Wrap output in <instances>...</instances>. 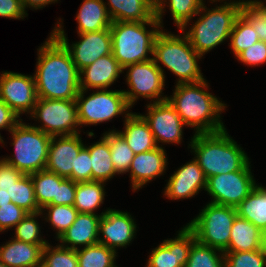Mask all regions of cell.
<instances>
[{"label": "cell", "instance_id": "obj_22", "mask_svg": "<svg viewBox=\"0 0 266 267\" xmlns=\"http://www.w3.org/2000/svg\"><path fill=\"white\" fill-rule=\"evenodd\" d=\"M104 213L102 212L100 215L78 213L73 224L58 238V241L61 242L60 245L72 250H78L77 245H84L85 248L98 243L99 221Z\"/></svg>", "mask_w": 266, "mask_h": 267}, {"label": "cell", "instance_id": "obj_13", "mask_svg": "<svg viewBox=\"0 0 266 267\" xmlns=\"http://www.w3.org/2000/svg\"><path fill=\"white\" fill-rule=\"evenodd\" d=\"M57 23L52 33L65 45L71 54L73 63L80 71L92 64L100 57L112 54V41L110 29H103L97 32H87L78 34L81 38L79 42L71 46L63 30V26Z\"/></svg>", "mask_w": 266, "mask_h": 267}, {"label": "cell", "instance_id": "obj_2", "mask_svg": "<svg viewBox=\"0 0 266 267\" xmlns=\"http://www.w3.org/2000/svg\"><path fill=\"white\" fill-rule=\"evenodd\" d=\"M206 80L198 83L176 84L168 102L175 108L185 126L194 127L195 134L215 133L225 128L220 114L226 104L207 90Z\"/></svg>", "mask_w": 266, "mask_h": 267}, {"label": "cell", "instance_id": "obj_29", "mask_svg": "<svg viewBox=\"0 0 266 267\" xmlns=\"http://www.w3.org/2000/svg\"><path fill=\"white\" fill-rule=\"evenodd\" d=\"M168 1V2H167ZM155 0L156 18L162 26V14L166 6L172 14L174 23L179 30L186 29L187 24L193 16L198 15L200 8L203 5V0ZM166 2V3H165Z\"/></svg>", "mask_w": 266, "mask_h": 267}, {"label": "cell", "instance_id": "obj_51", "mask_svg": "<svg viewBox=\"0 0 266 267\" xmlns=\"http://www.w3.org/2000/svg\"><path fill=\"white\" fill-rule=\"evenodd\" d=\"M263 249H264L265 254H266V232L264 233Z\"/></svg>", "mask_w": 266, "mask_h": 267}, {"label": "cell", "instance_id": "obj_14", "mask_svg": "<svg viewBox=\"0 0 266 267\" xmlns=\"http://www.w3.org/2000/svg\"><path fill=\"white\" fill-rule=\"evenodd\" d=\"M0 99L20 118L32 113L38 99L33 76L4 71L0 74Z\"/></svg>", "mask_w": 266, "mask_h": 267}, {"label": "cell", "instance_id": "obj_4", "mask_svg": "<svg viewBox=\"0 0 266 267\" xmlns=\"http://www.w3.org/2000/svg\"><path fill=\"white\" fill-rule=\"evenodd\" d=\"M247 1L224 2L220 6H215L211 10L205 7L204 3L200 8L198 15L200 18L191 26L185 35L194 50L201 56L205 55L214 47L218 46L224 40L230 38V34L235 19L240 15V10ZM204 11V12H202Z\"/></svg>", "mask_w": 266, "mask_h": 267}, {"label": "cell", "instance_id": "obj_17", "mask_svg": "<svg viewBox=\"0 0 266 267\" xmlns=\"http://www.w3.org/2000/svg\"><path fill=\"white\" fill-rule=\"evenodd\" d=\"M195 241L194 232L186 225L175 239L164 240L152 250L146 267H185Z\"/></svg>", "mask_w": 266, "mask_h": 267}, {"label": "cell", "instance_id": "obj_32", "mask_svg": "<svg viewBox=\"0 0 266 267\" xmlns=\"http://www.w3.org/2000/svg\"><path fill=\"white\" fill-rule=\"evenodd\" d=\"M31 179L36 202L42 210L47 205H53V199H57L58 187L66 178L44 169L31 174Z\"/></svg>", "mask_w": 266, "mask_h": 267}, {"label": "cell", "instance_id": "obj_34", "mask_svg": "<svg viewBox=\"0 0 266 267\" xmlns=\"http://www.w3.org/2000/svg\"><path fill=\"white\" fill-rule=\"evenodd\" d=\"M103 137L108 141L112 162L117 174L129 171L135 153L116 130L105 132Z\"/></svg>", "mask_w": 266, "mask_h": 267}, {"label": "cell", "instance_id": "obj_19", "mask_svg": "<svg viewBox=\"0 0 266 267\" xmlns=\"http://www.w3.org/2000/svg\"><path fill=\"white\" fill-rule=\"evenodd\" d=\"M207 179L198 162L193 159L174 171L165 187L164 195L168 199L192 198L201 189L206 190Z\"/></svg>", "mask_w": 266, "mask_h": 267}, {"label": "cell", "instance_id": "obj_20", "mask_svg": "<svg viewBox=\"0 0 266 267\" xmlns=\"http://www.w3.org/2000/svg\"><path fill=\"white\" fill-rule=\"evenodd\" d=\"M167 165L166 152L159 146L153 150L135 154L129 168L133 191L161 176Z\"/></svg>", "mask_w": 266, "mask_h": 267}, {"label": "cell", "instance_id": "obj_7", "mask_svg": "<svg viewBox=\"0 0 266 267\" xmlns=\"http://www.w3.org/2000/svg\"><path fill=\"white\" fill-rule=\"evenodd\" d=\"M22 121L10 131L15 149L14 157L3 160L24 175H31L46 168L52 136Z\"/></svg>", "mask_w": 266, "mask_h": 267}, {"label": "cell", "instance_id": "obj_43", "mask_svg": "<svg viewBox=\"0 0 266 267\" xmlns=\"http://www.w3.org/2000/svg\"><path fill=\"white\" fill-rule=\"evenodd\" d=\"M23 175L13 165L0 160V205L12 202L14 185Z\"/></svg>", "mask_w": 266, "mask_h": 267}, {"label": "cell", "instance_id": "obj_42", "mask_svg": "<svg viewBox=\"0 0 266 267\" xmlns=\"http://www.w3.org/2000/svg\"><path fill=\"white\" fill-rule=\"evenodd\" d=\"M225 267H265L264 249L253 251L224 252Z\"/></svg>", "mask_w": 266, "mask_h": 267}, {"label": "cell", "instance_id": "obj_12", "mask_svg": "<svg viewBox=\"0 0 266 267\" xmlns=\"http://www.w3.org/2000/svg\"><path fill=\"white\" fill-rule=\"evenodd\" d=\"M249 167L250 162L241 171L209 177L206 191L212 196L210 203L237 207L257 185Z\"/></svg>", "mask_w": 266, "mask_h": 267}, {"label": "cell", "instance_id": "obj_30", "mask_svg": "<svg viewBox=\"0 0 266 267\" xmlns=\"http://www.w3.org/2000/svg\"><path fill=\"white\" fill-rule=\"evenodd\" d=\"M86 148L92 160V181L105 183L117 174L111 159L109 143L104 137Z\"/></svg>", "mask_w": 266, "mask_h": 267}, {"label": "cell", "instance_id": "obj_37", "mask_svg": "<svg viewBox=\"0 0 266 267\" xmlns=\"http://www.w3.org/2000/svg\"><path fill=\"white\" fill-rule=\"evenodd\" d=\"M46 209L48 213L45 220L56 229L57 239L73 224L79 213L73 205H47L41 211Z\"/></svg>", "mask_w": 266, "mask_h": 267}, {"label": "cell", "instance_id": "obj_3", "mask_svg": "<svg viewBox=\"0 0 266 267\" xmlns=\"http://www.w3.org/2000/svg\"><path fill=\"white\" fill-rule=\"evenodd\" d=\"M190 143L194 159L206 179L241 171L249 163L245 151L229 136L226 129L215 133L194 134Z\"/></svg>", "mask_w": 266, "mask_h": 267}, {"label": "cell", "instance_id": "obj_23", "mask_svg": "<svg viewBox=\"0 0 266 267\" xmlns=\"http://www.w3.org/2000/svg\"><path fill=\"white\" fill-rule=\"evenodd\" d=\"M107 5L112 22L158 21L155 0H108Z\"/></svg>", "mask_w": 266, "mask_h": 267}, {"label": "cell", "instance_id": "obj_15", "mask_svg": "<svg viewBox=\"0 0 266 267\" xmlns=\"http://www.w3.org/2000/svg\"><path fill=\"white\" fill-rule=\"evenodd\" d=\"M147 115H142L148 122L155 142L181 144L183 123L175 108L168 102H156L147 105Z\"/></svg>", "mask_w": 266, "mask_h": 267}, {"label": "cell", "instance_id": "obj_5", "mask_svg": "<svg viewBox=\"0 0 266 267\" xmlns=\"http://www.w3.org/2000/svg\"><path fill=\"white\" fill-rule=\"evenodd\" d=\"M147 26L153 29L147 30ZM160 28V29H159ZM159 21L121 22L114 21L110 26L112 54L122 68L151 60L148 54L154 50V41L161 32Z\"/></svg>", "mask_w": 266, "mask_h": 267}, {"label": "cell", "instance_id": "obj_48", "mask_svg": "<svg viewBox=\"0 0 266 267\" xmlns=\"http://www.w3.org/2000/svg\"><path fill=\"white\" fill-rule=\"evenodd\" d=\"M0 16L11 19H24L27 16L21 0H0Z\"/></svg>", "mask_w": 266, "mask_h": 267}, {"label": "cell", "instance_id": "obj_40", "mask_svg": "<svg viewBox=\"0 0 266 267\" xmlns=\"http://www.w3.org/2000/svg\"><path fill=\"white\" fill-rule=\"evenodd\" d=\"M48 244L42 251V263L47 267H78L76 250Z\"/></svg>", "mask_w": 266, "mask_h": 267}, {"label": "cell", "instance_id": "obj_25", "mask_svg": "<svg viewBox=\"0 0 266 267\" xmlns=\"http://www.w3.org/2000/svg\"><path fill=\"white\" fill-rule=\"evenodd\" d=\"M43 248L12 238L0 247V261L7 267H37L42 262Z\"/></svg>", "mask_w": 266, "mask_h": 267}, {"label": "cell", "instance_id": "obj_33", "mask_svg": "<svg viewBox=\"0 0 266 267\" xmlns=\"http://www.w3.org/2000/svg\"><path fill=\"white\" fill-rule=\"evenodd\" d=\"M78 267H117L116 252L109 247L96 243L76 250Z\"/></svg>", "mask_w": 266, "mask_h": 267}, {"label": "cell", "instance_id": "obj_9", "mask_svg": "<svg viewBox=\"0 0 266 267\" xmlns=\"http://www.w3.org/2000/svg\"><path fill=\"white\" fill-rule=\"evenodd\" d=\"M84 89H80L76 97L79 125H97L110 121L121 114L128 116L131 108L126 100L123 90L100 89L93 91L84 99ZM124 112V113H123ZM127 112V113H126Z\"/></svg>", "mask_w": 266, "mask_h": 267}, {"label": "cell", "instance_id": "obj_10", "mask_svg": "<svg viewBox=\"0 0 266 267\" xmlns=\"http://www.w3.org/2000/svg\"><path fill=\"white\" fill-rule=\"evenodd\" d=\"M31 117L43 123L33 126L50 136L74 135L79 133L76 100H54L38 98Z\"/></svg>", "mask_w": 266, "mask_h": 267}, {"label": "cell", "instance_id": "obj_18", "mask_svg": "<svg viewBox=\"0 0 266 267\" xmlns=\"http://www.w3.org/2000/svg\"><path fill=\"white\" fill-rule=\"evenodd\" d=\"M52 136L48 148L46 170L58 176L72 179V171L80 150L85 146L80 134Z\"/></svg>", "mask_w": 266, "mask_h": 267}, {"label": "cell", "instance_id": "obj_11", "mask_svg": "<svg viewBox=\"0 0 266 267\" xmlns=\"http://www.w3.org/2000/svg\"><path fill=\"white\" fill-rule=\"evenodd\" d=\"M125 69H128L126 81L130 90H123V93L130 107H133L139 97L156 99L153 103L167 100L168 97L161 95L165 86V75L153 58L128 65L123 68Z\"/></svg>", "mask_w": 266, "mask_h": 267}, {"label": "cell", "instance_id": "obj_24", "mask_svg": "<svg viewBox=\"0 0 266 267\" xmlns=\"http://www.w3.org/2000/svg\"><path fill=\"white\" fill-rule=\"evenodd\" d=\"M124 117L125 129L118 133L135 154L147 152L158 147L148 122L141 114L131 112V114Z\"/></svg>", "mask_w": 266, "mask_h": 267}, {"label": "cell", "instance_id": "obj_28", "mask_svg": "<svg viewBox=\"0 0 266 267\" xmlns=\"http://www.w3.org/2000/svg\"><path fill=\"white\" fill-rule=\"evenodd\" d=\"M237 215L266 232V187L256 185L236 207Z\"/></svg>", "mask_w": 266, "mask_h": 267}, {"label": "cell", "instance_id": "obj_21", "mask_svg": "<svg viewBox=\"0 0 266 267\" xmlns=\"http://www.w3.org/2000/svg\"><path fill=\"white\" fill-rule=\"evenodd\" d=\"M79 72L80 89L85 91L91 88L100 90L111 86L117 80L120 73L123 72V68L114 58L113 54H109L100 57Z\"/></svg>", "mask_w": 266, "mask_h": 267}, {"label": "cell", "instance_id": "obj_45", "mask_svg": "<svg viewBox=\"0 0 266 267\" xmlns=\"http://www.w3.org/2000/svg\"><path fill=\"white\" fill-rule=\"evenodd\" d=\"M237 60L243 62V64L250 66H258L266 63V41L259 40L249 48L240 52L237 56Z\"/></svg>", "mask_w": 266, "mask_h": 267}, {"label": "cell", "instance_id": "obj_50", "mask_svg": "<svg viewBox=\"0 0 266 267\" xmlns=\"http://www.w3.org/2000/svg\"><path fill=\"white\" fill-rule=\"evenodd\" d=\"M58 0H21L22 6L26 11L27 7H31L33 9H39V8H43L48 4H51L52 2L55 3Z\"/></svg>", "mask_w": 266, "mask_h": 267}, {"label": "cell", "instance_id": "obj_36", "mask_svg": "<svg viewBox=\"0 0 266 267\" xmlns=\"http://www.w3.org/2000/svg\"><path fill=\"white\" fill-rule=\"evenodd\" d=\"M259 36L255 29L239 15L234 22L230 34V46L235 56L243 50L249 48L254 43L258 42Z\"/></svg>", "mask_w": 266, "mask_h": 267}, {"label": "cell", "instance_id": "obj_35", "mask_svg": "<svg viewBox=\"0 0 266 267\" xmlns=\"http://www.w3.org/2000/svg\"><path fill=\"white\" fill-rule=\"evenodd\" d=\"M216 252H220L219 255ZM185 267H225L224 252L196 240L190 249Z\"/></svg>", "mask_w": 266, "mask_h": 267}, {"label": "cell", "instance_id": "obj_38", "mask_svg": "<svg viewBox=\"0 0 266 267\" xmlns=\"http://www.w3.org/2000/svg\"><path fill=\"white\" fill-rule=\"evenodd\" d=\"M12 202L27 213L40 212L34 192V184L31 175H23L14 185Z\"/></svg>", "mask_w": 266, "mask_h": 267}, {"label": "cell", "instance_id": "obj_27", "mask_svg": "<svg viewBox=\"0 0 266 267\" xmlns=\"http://www.w3.org/2000/svg\"><path fill=\"white\" fill-rule=\"evenodd\" d=\"M78 10V34L108 29L112 24L106 2L103 0H84Z\"/></svg>", "mask_w": 266, "mask_h": 267}, {"label": "cell", "instance_id": "obj_44", "mask_svg": "<svg viewBox=\"0 0 266 267\" xmlns=\"http://www.w3.org/2000/svg\"><path fill=\"white\" fill-rule=\"evenodd\" d=\"M27 212L10 202L0 205V232L14 228L25 216Z\"/></svg>", "mask_w": 266, "mask_h": 267}, {"label": "cell", "instance_id": "obj_31", "mask_svg": "<svg viewBox=\"0 0 266 267\" xmlns=\"http://www.w3.org/2000/svg\"><path fill=\"white\" fill-rule=\"evenodd\" d=\"M105 183L99 181L77 182L74 208L79 213H94L103 204Z\"/></svg>", "mask_w": 266, "mask_h": 267}, {"label": "cell", "instance_id": "obj_6", "mask_svg": "<svg viewBox=\"0 0 266 267\" xmlns=\"http://www.w3.org/2000/svg\"><path fill=\"white\" fill-rule=\"evenodd\" d=\"M153 56L163 75L164 69L159 62L177 75V84L198 83L205 80L197 61L202 56L194 50L185 35L180 37L161 30L154 41Z\"/></svg>", "mask_w": 266, "mask_h": 267}, {"label": "cell", "instance_id": "obj_47", "mask_svg": "<svg viewBox=\"0 0 266 267\" xmlns=\"http://www.w3.org/2000/svg\"><path fill=\"white\" fill-rule=\"evenodd\" d=\"M77 182L72 179H65L58 187L57 199H53V205L72 206L75 201Z\"/></svg>", "mask_w": 266, "mask_h": 267}, {"label": "cell", "instance_id": "obj_49", "mask_svg": "<svg viewBox=\"0 0 266 267\" xmlns=\"http://www.w3.org/2000/svg\"><path fill=\"white\" fill-rule=\"evenodd\" d=\"M0 99V130L8 129L10 132L22 119ZM0 134V143H4Z\"/></svg>", "mask_w": 266, "mask_h": 267}, {"label": "cell", "instance_id": "obj_46", "mask_svg": "<svg viewBox=\"0 0 266 267\" xmlns=\"http://www.w3.org/2000/svg\"><path fill=\"white\" fill-rule=\"evenodd\" d=\"M89 150L84 146L77 155L75 169L72 171L74 182L92 181V168Z\"/></svg>", "mask_w": 266, "mask_h": 267}, {"label": "cell", "instance_id": "obj_52", "mask_svg": "<svg viewBox=\"0 0 266 267\" xmlns=\"http://www.w3.org/2000/svg\"><path fill=\"white\" fill-rule=\"evenodd\" d=\"M37 267H47L42 262Z\"/></svg>", "mask_w": 266, "mask_h": 267}, {"label": "cell", "instance_id": "obj_26", "mask_svg": "<svg viewBox=\"0 0 266 267\" xmlns=\"http://www.w3.org/2000/svg\"><path fill=\"white\" fill-rule=\"evenodd\" d=\"M263 241L264 232L237 215L231 228L229 246L224 252L259 250L263 248Z\"/></svg>", "mask_w": 266, "mask_h": 267}, {"label": "cell", "instance_id": "obj_54", "mask_svg": "<svg viewBox=\"0 0 266 267\" xmlns=\"http://www.w3.org/2000/svg\"><path fill=\"white\" fill-rule=\"evenodd\" d=\"M258 2H259L260 4H262V6L266 9V6L264 5V3H263L262 1H259V0H258Z\"/></svg>", "mask_w": 266, "mask_h": 267}, {"label": "cell", "instance_id": "obj_53", "mask_svg": "<svg viewBox=\"0 0 266 267\" xmlns=\"http://www.w3.org/2000/svg\"><path fill=\"white\" fill-rule=\"evenodd\" d=\"M0 267H7V266L0 261Z\"/></svg>", "mask_w": 266, "mask_h": 267}, {"label": "cell", "instance_id": "obj_8", "mask_svg": "<svg viewBox=\"0 0 266 267\" xmlns=\"http://www.w3.org/2000/svg\"><path fill=\"white\" fill-rule=\"evenodd\" d=\"M237 216L236 207L208 203L187 226L201 244L225 251Z\"/></svg>", "mask_w": 266, "mask_h": 267}, {"label": "cell", "instance_id": "obj_39", "mask_svg": "<svg viewBox=\"0 0 266 267\" xmlns=\"http://www.w3.org/2000/svg\"><path fill=\"white\" fill-rule=\"evenodd\" d=\"M43 212L27 213L26 216L15 226L14 239L29 244L47 246L49 243L40 236V226L36 217Z\"/></svg>", "mask_w": 266, "mask_h": 267}, {"label": "cell", "instance_id": "obj_1", "mask_svg": "<svg viewBox=\"0 0 266 267\" xmlns=\"http://www.w3.org/2000/svg\"><path fill=\"white\" fill-rule=\"evenodd\" d=\"M38 50L34 75L38 98L76 100L80 72L65 45L51 32Z\"/></svg>", "mask_w": 266, "mask_h": 267}, {"label": "cell", "instance_id": "obj_41", "mask_svg": "<svg viewBox=\"0 0 266 267\" xmlns=\"http://www.w3.org/2000/svg\"><path fill=\"white\" fill-rule=\"evenodd\" d=\"M240 15L257 32L259 39L266 41V9L258 0H247L240 10Z\"/></svg>", "mask_w": 266, "mask_h": 267}, {"label": "cell", "instance_id": "obj_16", "mask_svg": "<svg viewBox=\"0 0 266 267\" xmlns=\"http://www.w3.org/2000/svg\"><path fill=\"white\" fill-rule=\"evenodd\" d=\"M136 228L134 219L129 213L108 208L99 221L98 243L116 252V248L126 247L132 242Z\"/></svg>", "mask_w": 266, "mask_h": 267}]
</instances>
